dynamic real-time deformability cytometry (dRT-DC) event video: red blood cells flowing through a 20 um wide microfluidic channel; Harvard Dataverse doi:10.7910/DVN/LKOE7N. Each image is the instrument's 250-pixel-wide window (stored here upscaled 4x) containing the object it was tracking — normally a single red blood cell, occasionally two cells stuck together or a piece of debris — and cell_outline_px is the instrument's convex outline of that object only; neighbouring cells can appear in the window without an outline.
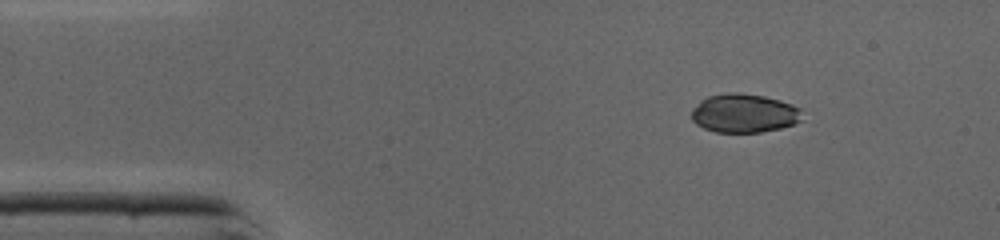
{"species": "common noctule bat (a hibernating species)", "species_latin": "Nyctalus noctula", "temperature_condition": "cold", "stored_images_in_passage": 2, "camera_frame_rate_fps": 3000, "um_per_image_px": 0.085, "animal": {"sex": "male", "body_mass_g": 19.0, "forearm_length_mm": 50.8}, "frame": {"image": 1, "passage_image": 1, "time_ms": 0.0, "image_size_px": [1000, 240], "cell_outline_px": [[804, 120], [780, 128], [760, 132], [716, 132], [704, 128], [696, 124], [692, 120], [692, 108], [700, 100], [708, 96], [728, 92], [740, 92], [764, 96], [780, 100], [792, 104], [800, 108]], "centroid_in_image_um": [63.25, 9.61], "position_along_channel_um": 21.7, "area_um2": 25.2}}